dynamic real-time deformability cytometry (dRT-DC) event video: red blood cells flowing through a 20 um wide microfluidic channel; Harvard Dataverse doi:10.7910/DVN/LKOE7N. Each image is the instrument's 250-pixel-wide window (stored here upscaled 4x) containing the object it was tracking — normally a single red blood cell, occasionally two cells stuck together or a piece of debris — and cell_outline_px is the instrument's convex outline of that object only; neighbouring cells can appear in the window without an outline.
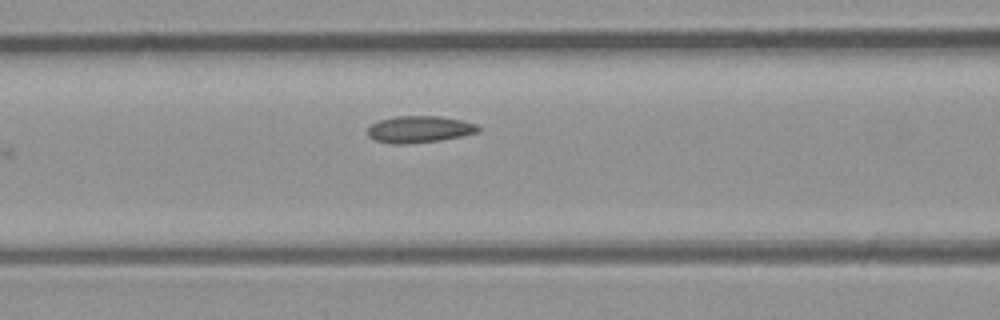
{"species": "common noctule bat (a hibernating species)", "species_latin": "Nyctalus noctula", "temperature_condition": "room temperature", "stored_images_in_passage": 7, "segment_of_instrument_passage": [1, 2], "camera_frame_rate_fps": 3000, "um_per_image_px": 0.085, "animal": {"sex": "male", "body_mass_g": 23.1, "forearm_length_mm": 52.7}, "frame": {"image": 1, "passage_image": 6, "time_ms": 6.667, "image_size_px": [1000, 320], "cell_outline_px": [[480, 132], [440, 140], [404, 144], [396, 144], [376, 140], [368, 136], [368, 128], [372, 124], [380, 120], [396, 116], [440, 116], [464, 120], [476, 124], [480, 128]], "centroid_in_image_um": [35.68, 10.98], "position_along_channel_um": 130.9, "area_um2": 17.17}}